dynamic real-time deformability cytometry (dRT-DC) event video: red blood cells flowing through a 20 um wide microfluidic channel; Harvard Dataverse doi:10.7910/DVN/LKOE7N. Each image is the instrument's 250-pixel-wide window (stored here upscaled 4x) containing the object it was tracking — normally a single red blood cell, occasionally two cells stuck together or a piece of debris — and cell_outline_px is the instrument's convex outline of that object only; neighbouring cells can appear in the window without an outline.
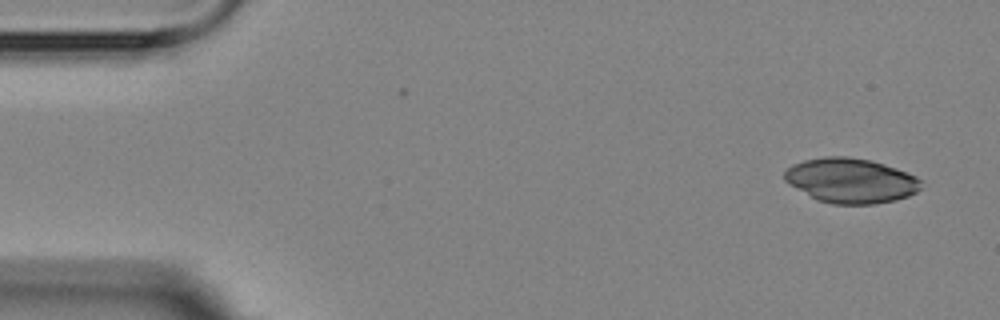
{"species": "Egyptian fruit bat (a non-hibernating species)", "species_latin": "Rousettus aegyptiacus", "temperature_condition": "room temperature", "stored_images_in_passage": 8, "camera_frame_rate_fps": 3000, "um_per_image_px": 0.085, "animal": {"sex": "female"}, "frame": {"image": 1, "passage_image": 1, "time_ms": 0.0, "image_size_px": [1000, 320], "cell_outline_px": [[924, 180], [920, 188], [916, 192], [908, 196], [896, 200], [876, 204], [832, 204], [816, 200], [788, 184], [784, 180], [784, 172], [792, 164], [804, 160], [824, 156], [848, 156], [872, 160], [908, 172]], "centroid_in_image_um": [72.32, 15.35], "position_along_channel_um": 12.7, "area_um2": 36.13}}